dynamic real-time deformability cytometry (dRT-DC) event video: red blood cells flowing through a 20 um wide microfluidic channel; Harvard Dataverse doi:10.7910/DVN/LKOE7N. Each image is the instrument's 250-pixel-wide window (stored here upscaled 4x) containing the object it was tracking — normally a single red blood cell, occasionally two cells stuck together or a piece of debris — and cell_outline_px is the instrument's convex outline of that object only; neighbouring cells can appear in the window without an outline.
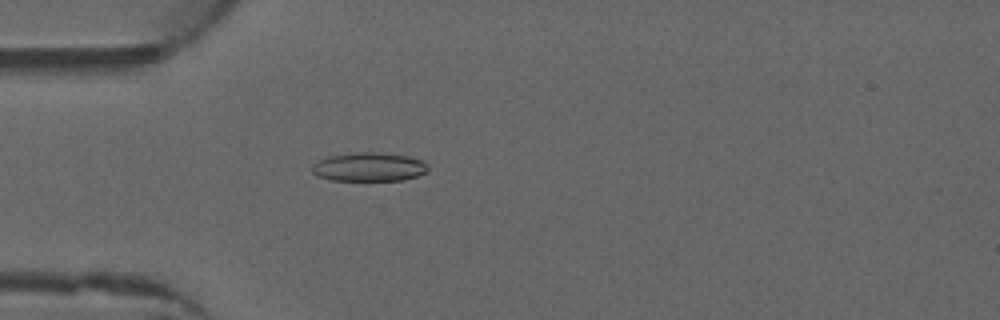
{"species": "common noctule bat (a hibernating species)", "species_latin": "Nyctalus noctula", "temperature_condition": "warm", "stored_images_in_passage": 51, "camera_frame_rate_fps": 3000, "um_per_image_px": 0.085, "animal": {"sex": "male", "forearm_length_mm": 52.5}, "frame": {"image": 1, "passage_image": 15, "time_ms": 4.667, "image_size_px": [1000, 320], "cell_outline_px": [[428, 172], [404, 180], [332, 180], [316, 176], [312, 172], [312, 164], [328, 156], [360, 152], [384, 152], [408, 156], [424, 160], [428, 164]], "centroid_in_image_um": [31.4, 14.18], "position_along_channel_um": 53.6, "area_um2": 19.65}}
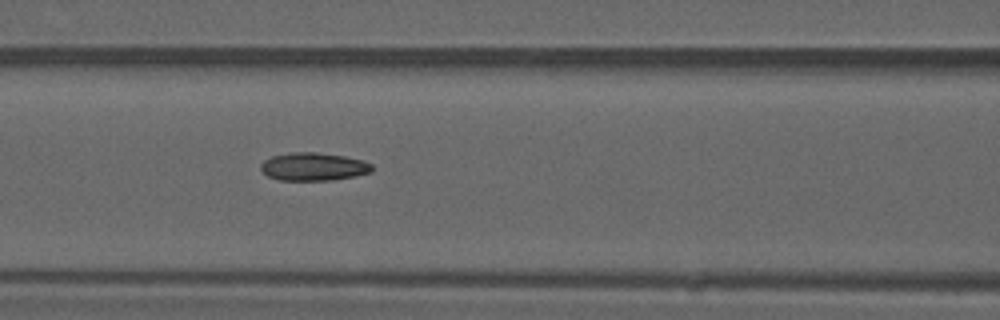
{"frame": {"image": 2, "passage_image": 22, "time_ms": 7.0, "image_size_px": [1000, 320], "cell_outline_px": [[372, 172], [356, 176], [332, 180], [280, 180], [268, 176], [260, 168], [260, 164], [264, 160], [272, 156], [292, 152], [316, 152], [344, 156], [364, 160], [372, 164]], "centroid_in_image_um": [26.67, 14.16], "position_along_channel_um": 139.9, "area_um2": 18.21}}
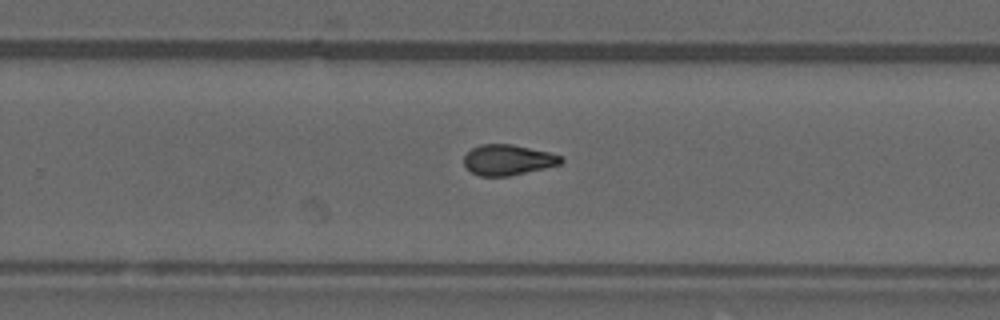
{"frame": {"image": 3, "passage_image": 33, "time_ms": 10.667, "image_size_px": [1000, 320], "cell_outline_px": [[564, 160], [560, 164], [544, 168], [508, 176], [480, 176], [472, 172], [464, 164], [464, 156], [472, 148], [480, 144], [512, 144], [548, 152], [564, 156]], "centroid_in_image_um": [43.18, 13.58], "position_along_channel_um": 286.6, "area_um2": 17.17}, "authors_computed_cell_mechanics": {"area_um2": 17.9758, "velocity_mm_per_s": 4.0178, "shape_relaxation_time_tau1_ms": null, "shape_relaxation_time_tau2_ms": 2.2604, "deformation_change_tau1": null, "deformation_change_tau2": 0.0925}}